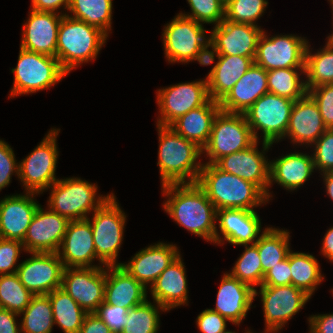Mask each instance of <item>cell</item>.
Returning a JSON list of instances; mask_svg holds the SVG:
<instances>
[{
  "mask_svg": "<svg viewBox=\"0 0 333 333\" xmlns=\"http://www.w3.org/2000/svg\"><path fill=\"white\" fill-rule=\"evenodd\" d=\"M158 308L167 311L157 303V307L146 299L143 303L128 310V322L121 333H157L159 327Z\"/></svg>",
  "mask_w": 333,
  "mask_h": 333,
  "instance_id": "60d3db41",
  "label": "cell"
},
{
  "mask_svg": "<svg viewBox=\"0 0 333 333\" xmlns=\"http://www.w3.org/2000/svg\"><path fill=\"white\" fill-rule=\"evenodd\" d=\"M157 128L160 136L157 165L160 168L162 186L197 183L202 165L195 161L203 152L202 149L179 135L170 126L157 125Z\"/></svg>",
  "mask_w": 333,
  "mask_h": 333,
  "instance_id": "3957f363",
  "label": "cell"
},
{
  "mask_svg": "<svg viewBox=\"0 0 333 333\" xmlns=\"http://www.w3.org/2000/svg\"><path fill=\"white\" fill-rule=\"evenodd\" d=\"M220 110L219 102L210 99L201 107L180 116L170 127L203 149L209 141L214 118Z\"/></svg>",
  "mask_w": 333,
  "mask_h": 333,
  "instance_id": "4dcf8cb0",
  "label": "cell"
},
{
  "mask_svg": "<svg viewBox=\"0 0 333 333\" xmlns=\"http://www.w3.org/2000/svg\"><path fill=\"white\" fill-rule=\"evenodd\" d=\"M291 285L312 296L316 286L323 280L319 263L313 255L289 252Z\"/></svg>",
  "mask_w": 333,
  "mask_h": 333,
  "instance_id": "e575fe53",
  "label": "cell"
},
{
  "mask_svg": "<svg viewBox=\"0 0 333 333\" xmlns=\"http://www.w3.org/2000/svg\"><path fill=\"white\" fill-rule=\"evenodd\" d=\"M262 34L263 30L257 25L224 19L219 25H215L209 39L215 44L220 55H239L254 59Z\"/></svg>",
  "mask_w": 333,
  "mask_h": 333,
  "instance_id": "d6986e66",
  "label": "cell"
},
{
  "mask_svg": "<svg viewBox=\"0 0 333 333\" xmlns=\"http://www.w3.org/2000/svg\"><path fill=\"white\" fill-rule=\"evenodd\" d=\"M315 169L312 156L291 153L270 162L269 181L275 180L285 189L294 190L303 185Z\"/></svg>",
  "mask_w": 333,
  "mask_h": 333,
  "instance_id": "1f68e13d",
  "label": "cell"
},
{
  "mask_svg": "<svg viewBox=\"0 0 333 333\" xmlns=\"http://www.w3.org/2000/svg\"><path fill=\"white\" fill-rule=\"evenodd\" d=\"M70 0H32V10L56 13L62 5L68 10Z\"/></svg>",
  "mask_w": 333,
  "mask_h": 333,
  "instance_id": "6f0895ef",
  "label": "cell"
},
{
  "mask_svg": "<svg viewBox=\"0 0 333 333\" xmlns=\"http://www.w3.org/2000/svg\"><path fill=\"white\" fill-rule=\"evenodd\" d=\"M69 16L101 29L108 35L111 30L112 0H70Z\"/></svg>",
  "mask_w": 333,
  "mask_h": 333,
  "instance_id": "8d00e7d4",
  "label": "cell"
},
{
  "mask_svg": "<svg viewBox=\"0 0 333 333\" xmlns=\"http://www.w3.org/2000/svg\"><path fill=\"white\" fill-rule=\"evenodd\" d=\"M50 187L49 208L69 221L87 219V213L95 211L112 195L96 199L97 186L79 178L57 180Z\"/></svg>",
  "mask_w": 333,
  "mask_h": 333,
  "instance_id": "52a82bcc",
  "label": "cell"
},
{
  "mask_svg": "<svg viewBox=\"0 0 333 333\" xmlns=\"http://www.w3.org/2000/svg\"><path fill=\"white\" fill-rule=\"evenodd\" d=\"M202 23L178 14L163 33L165 54L169 62H190L201 46L209 40ZM206 40V41H205Z\"/></svg>",
  "mask_w": 333,
  "mask_h": 333,
  "instance_id": "9a60e30c",
  "label": "cell"
},
{
  "mask_svg": "<svg viewBox=\"0 0 333 333\" xmlns=\"http://www.w3.org/2000/svg\"><path fill=\"white\" fill-rule=\"evenodd\" d=\"M244 246L246 247L244 253L229 274L255 289L254 286H261L264 279L261 258L255 244H251L249 247L247 245Z\"/></svg>",
  "mask_w": 333,
  "mask_h": 333,
  "instance_id": "b9f144b4",
  "label": "cell"
},
{
  "mask_svg": "<svg viewBox=\"0 0 333 333\" xmlns=\"http://www.w3.org/2000/svg\"><path fill=\"white\" fill-rule=\"evenodd\" d=\"M315 152L312 156L315 168L324 172H333V129H326L314 143Z\"/></svg>",
  "mask_w": 333,
  "mask_h": 333,
  "instance_id": "f6af8a7d",
  "label": "cell"
},
{
  "mask_svg": "<svg viewBox=\"0 0 333 333\" xmlns=\"http://www.w3.org/2000/svg\"><path fill=\"white\" fill-rule=\"evenodd\" d=\"M253 64L251 57L219 55L206 78L210 99L220 102Z\"/></svg>",
  "mask_w": 333,
  "mask_h": 333,
  "instance_id": "f1b7e54d",
  "label": "cell"
},
{
  "mask_svg": "<svg viewBox=\"0 0 333 333\" xmlns=\"http://www.w3.org/2000/svg\"><path fill=\"white\" fill-rule=\"evenodd\" d=\"M217 219L220 231L229 243L248 245L257 242L255 239L261 232V222L254 210L220 209L217 210Z\"/></svg>",
  "mask_w": 333,
  "mask_h": 333,
  "instance_id": "83f0119b",
  "label": "cell"
},
{
  "mask_svg": "<svg viewBox=\"0 0 333 333\" xmlns=\"http://www.w3.org/2000/svg\"><path fill=\"white\" fill-rule=\"evenodd\" d=\"M104 302L121 308L131 309L147 298L146 289L120 265L106 266ZM111 270V274L108 272Z\"/></svg>",
  "mask_w": 333,
  "mask_h": 333,
  "instance_id": "4316f807",
  "label": "cell"
},
{
  "mask_svg": "<svg viewBox=\"0 0 333 333\" xmlns=\"http://www.w3.org/2000/svg\"><path fill=\"white\" fill-rule=\"evenodd\" d=\"M91 228L96 256L104 266H116V258L123 239L126 216L112 195L94 211Z\"/></svg>",
  "mask_w": 333,
  "mask_h": 333,
  "instance_id": "9c48e42d",
  "label": "cell"
},
{
  "mask_svg": "<svg viewBox=\"0 0 333 333\" xmlns=\"http://www.w3.org/2000/svg\"><path fill=\"white\" fill-rule=\"evenodd\" d=\"M106 37L107 34L98 27L63 14L58 29L56 58L69 73L82 62L94 60Z\"/></svg>",
  "mask_w": 333,
  "mask_h": 333,
  "instance_id": "277c9868",
  "label": "cell"
},
{
  "mask_svg": "<svg viewBox=\"0 0 333 333\" xmlns=\"http://www.w3.org/2000/svg\"><path fill=\"white\" fill-rule=\"evenodd\" d=\"M266 331H278L310 299L306 292L293 286H260Z\"/></svg>",
  "mask_w": 333,
  "mask_h": 333,
  "instance_id": "2e32d148",
  "label": "cell"
},
{
  "mask_svg": "<svg viewBox=\"0 0 333 333\" xmlns=\"http://www.w3.org/2000/svg\"><path fill=\"white\" fill-rule=\"evenodd\" d=\"M257 143L256 140L247 149L220 158L215 165L224 172L255 184L266 195L268 201L270 163L258 151Z\"/></svg>",
  "mask_w": 333,
  "mask_h": 333,
  "instance_id": "ac0fdd59",
  "label": "cell"
},
{
  "mask_svg": "<svg viewBox=\"0 0 333 333\" xmlns=\"http://www.w3.org/2000/svg\"><path fill=\"white\" fill-rule=\"evenodd\" d=\"M326 129L319 107L308 93L294 102L285 134L292 142L315 143Z\"/></svg>",
  "mask_w": 333,
  "mask_h": 333,
  "instance_id": "d4e9b609",
  "label": "cell"
},
{
  "mask_svg": "<svg viewBox=\"0 0 333 333\" xmlns=\"http://www.w3.org/2000/svg\"><path fill=\"white\" fill-rule=\"evenodd\" d=\"M289 232L276 228H265L261 236L257 237L259 257L261 258L262 272L265 275L272 267L285 260L290 252Z\"/></svg>",
  "mask_w": 333,
  "mask_h": 333,
  "instance_id": "836d02e7",
  "label": "cell"
},
{
  "mask_svg": "<svg viewBox=\"0 0 333 333\" xmlns=\"http://www.w3.org/2000/svg\"><path fill=\"white\" fill-rule=\"evenodd\" d=\"M106 270L102 267L65 268L62 289L87 313L104 301Z\"/></svg>",
  "mask_w": 333,
  "mask_h": 333,
  "instance_id": "5bb4252c",
  "label": "cell"
},
{
  "mask_svg": "<svg viewBox=\"0 0 333 333\" xmlns=\"http://www.w3.org/2000/svg\"><path fill=\"white\" fill-rule=\"evenodd\" d=\"M268 91L278 96L296 101L307 93L306 83L300 81L296 68L267 71Z\"/></svg>",
  "mask_w": 333,
  "mask_h": 333,
  "instance_id": "f35d334b",
  "label": "cell"
},
{
  "mask_svg": "<svg viewBox=\"0 0 333 333\" xmlns=\"http://www.w3.org/2000/svg\"><path fill=\"white\" fill-rule=\"evenodd\" d=\"M21 325L24 333H51L55 324L50 299L47 295L34 296L25 308Z\"/></svg>",
  "mask_w": 333,
  "mask_h": 333,
  "instance_id": "74e56055",
  "label": "cell"
},
{
  "mask_svg": "<svg viewBox=\"0 0 333 333\" xmlns=\"http://www.w3.org/2000/svg\"><path fill=\"white\" fill-rule=\"evenodd\" d=\"M291 273L288 254L285 260L279 262L265 273L261 286L291 285Z\"/></svg>",
  "mask_w": 333,
  "mask_h": 333,
  "instance_id": "f907efd6",
  "label": "cell"
},
{
  "mask_svg": "<svg viewBox=\"0 0 333 333\" xmlns=\"http://www.w3.org/2000/svg\"><path fill=\"white\" fill-rule=\"evenodd\" d=\"M226 318L218 312L206 309L197 317V325L202 333H222L226 330Z\"/></svg>",
  "mask_w": 333,
  "mask_h": 333,
  "instance_id": "816d5d0a",
  "label": "cell"
},
{
  "mask_svg": "<svg viewBox=\"0 0 333 333\" xmlns=\"http://www.w3.org/2000/svg\"><path fill=\"white\" fill-rule=\"evenodd\" d=\"M127 313L128 309L103 301L94 314L111 329L112 333H121L128 322Z\"/></svg>",
  "mask_w": 333,
  "mask_h": 333,
  "instance_id": "7dc6e473",
  "label": "cell"
},
{
  "mask_svg": "<svg viewBox=\"0 0 333 333\" xmlns=\"http://www.w3.org/2000/svg\"><path fill=\"white\" fill-rule=\"evenodd\" d=\"M157 93L161 114L157 125L162 126H170L180 116L210 100L207 80L173 85L160 89Z\"/></svg>",
  "mask_w": 333,
  "mask_h": 333,
  "instance_id": "4fadbf2b",
  "label": "cell"
},
{
  "mask_svg": "<svg viewBox=\"0 0 333 333\" xmlns=\"http://www.w3.org/2000/svg\"><path fill=\"white\" fill-rule=\"evenodd\" d=\"M309 322L311 333H333V314L313 315Z\"/></svg>",
  "mask_w": 333,
  "mask_h": 333,
  "instance_id": "db71d44e",
  "label": "cell"
},
{
  "mask_svg": "<svg viewBox=\"0 0 333 333\" xmlns=\"http://www.w3.org/2000/svg\"><path fill=\"white\" fill-rule=\"evenodd\" d=\"M33 297L20 282L17 273L0 275V308L20 315Z\"/></svg>",
  "mask_w": 333,
  "mask_h": 333,
  "instance_id": "ab89813d",
  "label": "cell"
},
{
  "mask_svg": "<svg viewBox=\"0 0 333 333\" xmlns=\"http://www.w3.org/2000/svg\"><path fill=\"white\" fill-rule=\"evenodd\" d=\"M211 47L213 51H209L208 48ZM219 57L220 53L216 48L215 44L209 39L207 40L197 52V54L191 59L197 60L201 65H210L214 61L215 54Z\"/></svg>",
  "mask_w": 333,
  "mask_h": 333,
  "instance_id": "9f6ffc18",
  "label": "cell"
},
{
  "mask_svg": "<svg viewBox=\"0 0 333 333\" xmlns=\"http://www.w3.org/2000/svg\"><path fill=\"white\" fill-rule=\"evenodd\" d=\"M257 294L256 289L250 285L230 274H224L217 293L216 308L211 310L238 325L246 316Z\"/></svg>",
  "mask_w": 333,
  "mask_h": 333,
  "instance_id": "484cf974",
  "label": "cell"
},
{
  "mask_svg": "<svg viewBox=\"0 0 333 333\" xmlns=\"http://www.w3.org/2000/svg\"><path fill=\"white\" fill-rule=\"evenodd\" d=\"M29 16L23 25L20 47L56 57L58 29L63 15L31 10Z\"/></svg>",
  "mask_w": 333,
  "mask_h": 333,
  "instance_id": "44dd1931",
  "label": "cell"
},
{
  "mask_svg": "<svg viewBox=\"0 0 333 333\" xmlns=\"http://www.w3.org/2000/svg\"><path fill=\"white\" fill-rule=\"evenodd\" d=\"M197 184L217 210H253L267 201L266 195L255 184L224 172L215 164H202Z\"/></svg>",
  "mask_w": 333,
  "mask_h": 333,
  "instance_id": "7a4b0ae2",
  "label": "cell"
},
{
  "mask_svg": "<svg viewBox=\"0 0 333 333\" xmlns=\"http://www.w3.org/2000/svg\"><path fill=\"white\" fill-rule=\"evenodd\" d=\"M19 314L7 309L0 308V333H20L21 329L17 327L15 316Z\"/></svg>",
  "mask_w": 333,
  "mask_h": 333,
  "instance_id": "11a10c76",
  "label": "cell"
},
{
  "mask_svg": "<svg viewBox=\"0 0 333 333\" xmlns=\"http://www.w3.org/2000/svg\"><path fill=\"white\" fill-rule=\"evenodd\" d=\"M57 135L58 130H51L33 152L18 164V178L23 182L27 192L39 193L58 180L55 178Z\"/></svg>",
  "mask_w": 333,
  "mask_h": 333,
  "instance_id": "8fae6325",
  "label": "cell"
},
{
  "mask_svg": "<svg viewBox=\"0 0 333 333\" xmlns=\"http://www.w3.org/2000/svg\"><path fill=\"white\" fill-rule=\"evenodd\" d=\"M179 255L176 246L158 243L136 253L128 264L118 263L117 265H120L146 288V284L151 283L152 285Z\"/></svg>",
  "mask_w": 333,
  "mask_h": 333,
  "instance_id": "7402d4cb",
  "label": "cell"
},
{
  "mask_svg": "<svg viewBox=\"0 0 333 333\" xmlns=\"http://www.w3.org/2000/svg\"><path fill=\"white\" fill-rule=\"evenodd\" d=\"M32 255L17 266L23 286L34 296L47 295L61 288L65 267L58 254L33 252Z\"/></svg>",
  "mask_w": 333,
  "mask_h": 333,
  "instance_id": "7c38bea8",
  "label": "cell"
},
{
  "mask_svg": "<svg viewBox=\"0 0 333 333\" xmlns=\"http://www.w3.org/2000/svg\"><path fill=\"white\" fill-rule=\"evenodd\" d=\"M255 138L244 113L219 111L215 116L208 143L202 149L215 164L220 158L250 147Z\"/></svg>",
  "mask_w": 333,
  "mask_h": 333,
  "instance_id": "ba28073f",
  "label": "cell"
},
{
  "mask_svg": "<svg viewBox=\"0 0 333 333\" xmlns=\"http://www.w3.org/2000/svg\"><path fill=\"white\" fill-rule=\"evenodd\" d=\"M79 333H112L111 329L94 313L87 314Z\"/></svg>",
  "mask_w": 333,
  "mask_h": 333,
  "instance_id": "f5cc1de1",
  "label": "cell"
},
{
  "mask_svg": "<svg viewBox=\"0 0 333 333\" xmlns=\"http://www.w3.org/2000/svg\"><path fill=\"white\" fill-rule=\"evenodd\" d=\"M12 148L0 140V190L10 183L13 171L18 175L17 165Z\"/></svg>",
  "mask_w": 333,
  "mask_h": 333,
  "instance_id": "681fc988",
  "label": "cell"
},
{
  "mask_svg": "<svg viewBox=\"0 0 333 333\" xmlns=\"http://www.w3.org/2000/svg\"><path fill=\"white\" fill-rule=\"evenodd\" d=\"M260 36L254 63L266 71L297 68L305 73V53L308 41L301 37L283 35L267 38Z\"/></svg>",
  "mask_w": 333,
  "mask_h": 333,
  "instance_id": "30bf717a",
  "label": "cell"
},
{
  "mask_svg": "<svg viewBox=\"0 0 333 333\" xmlns=\"http://www.w3.org/2000/svg\"><path fill=\"white\" fill-rule=\"evenodd\" d=\"M162 188L169 196L164 209L174 221L207 241H223L215 225L217 209L197 183L167 184Z\"/></svg>",
  "mask_w": 333,
  "mask_h": 333,
  "instance_id": "6da1fadb",
  "label": "cell"
},
{
  "mask_svg": "<svg viewBox=\"0 0 333 333\" xmlns=\"http://www.w3.org/2000/svg\"><path fill=\"white\" fill-rule=\"evenodd\" d=\"M12 73L15 76L11 97L47 89L68 74L56 57L21 47L17 66Z\"/></svg>",
  "mask_w": 333,
  "mask_h": 333,
  "instance_id": "8992f818",
  "label": "cell"
},
{
  "mask_svg": "<svg viewBox=\"0 0 333 333\" xmlns=\"http://www.w3.org/2000/svg\"><path fill=\"white\" fill-rule=\"evenodd\" d=\"M266 0H229L225 4V19L235 23L255 25L267 6Z\"/></svg>",
  "mask_w": 333,
  "mask_h": 333,
  "instance_id": "7bdbcfd3",
  "label": "cell"
},
{
  "mask_svg": "<svg viewBox=\"0 0 333 333\" xmlns=\"http://www.w3.org/2000/svg\"><path fill=\"white\" fill-rule=\"evenodd\" d=\"M267 92V71L254 63L219 102L220 109L228 113H245Z\"/></svg>",
  "mask_w": 333,
  "mask_h": 333,
  "instance_id": "cb8c5ba5",
  "label": "cell"
},
{
  "mask_svg": "<svg viewBox=\"0 0 333 333\" xmlns=\"http://www.w3.org/2000/svg\"><path fill=\"white\" fill-rule=\"evenodd\" d=\"M52 304L54 323L64 333H79L87 313L62 288L47 294Z\"/></svg>",
  "mask_w": 333,
  "mask_h": 333,
  "instance_id": "d6a6232c",
  "label": "cell"
},
{
  "mask_svg": "<svg viewBox=\"0 0 333 333\" xmlns=\"http://www.w3.org/2000/svg\"><path fill=\"white\" fill-rule=\"evenodd\" d=\"M308 94L317 103L324 125L333 129V84L311 88Z\"/></svg>",
  "mask_w": 333,
  "mask_h": 333,
  "instance_id": "bcb514c9",
  "label": "cell"
},
{
  "mask_svg": "<svg viewBox=\"0 0 333 333\" xmlns=\"http://www.w3.org/2000/svg\"><path fill=\"white\" fill-rule=\"evenodd\" d=\"M21 247V241L0 238V275L17 273V267L13 268L19 258Z\"/></svg>",
  "mask_w": 333,
  "mask_h": 333,
  "instance_id": "c3c4849f",
  "label": "cell"
},
{
  "mask_svg": "<svg viewBox=\"0 0 333 333\" xmlns=\"http://www.w3.org/2000/svg\"><path fill=\"white\" fill-rule=\"evenodd\" d=\"M308 46L305 53L307 91L317 86L333 84V43L328 40L326 46L314 55L310 53Z\"/></svg>",
  "mask_w": 333,
  "mask_h": 333,
  "instance_id": "d590c367",
  "label": "cell"
},
{
  "mask_svg": "<svg viewBox=\"0 0 333 333\" xmlns=\"http://www.w3.org/2000/svg\"><path fill=\"white\" fill-rule=\"evenodd\" d=\"M328 40L333 43V34L328 37Z\"/></svg>",
  "mask_w": 333,
  "mask_h": 333,
  "instance_id": "94428289",
  "label": "cell"
},
{
  "mask_svg": "<svg viewBox=\"0 0 333 333\" xmlns=\"http://www.w3.org/2000/svg\"><path fill=\"white\" fill-rule=\"evenodd\" d=\"M192 14H182L199 23H215L219 25L225 19V4L220 0H187Z\"/></svg>",
  "mask_w": 333,
  "mask_h": 333,
  "instance_id": "ee69618b",
  "label": "cell"
},
{
  "mask_svg": "<svg viewBox=\"0 0 333 333\" xmlns=\"http://www.w3.org/2000/svg\"><path fill=\"white\" fill-rule=\"evenodd\" d=\"M324 178L327 193L333 200V172H324Z\"/></svg>",
  "mask_w": 333,
  "mask_h": 333,
  "instance_id": "91938a15",
  "label": "cell"
},
{
  "mask_svg": "<svg viewBox=\"0 0 333 333\" xmlns=\"http://www.w3.org/2000/svg\"><path fill=\"white\" fill-rule=\"evenodd\" d=\"M26 193L25 195L8 196L0 201L1 238L23 242L27 228L39 207L33 198L37 193Z\"/></svg>",
  "mask_w": 333,
  "mask_h": 333,
  "instance_id": "603a6c76",
  "label": "cell"
},
{
  "mask_svg": "<svg viewBox=\"0 0 333 333\" xmlns=\"http://www.w3.org/2000/svg\"><path fill=\"white\" fill-rule=\"evenodd\" d=\"M57 254L65 268L99 267L90 265L98 258L90 218L69 221Z\"/></svg>",
  "mask_w": 333,
  "mask_h": 333,
  "instance_id": "ffe728a7",
  "label": "cell"
},
{
  "mask_svg": "<svg viewBox=\"0 0 333 333\" xmlns=\"http://www.w3.org/2000/svg\"><path fill=\"white\" fill-rule=\"evenodd\" d=\"M156 304L166 310L185 304L187 301V280L180 255L150 286Z\"/></svg>",
  "mask_w": 333,
  "mask_h": 333,
  "instance_id": "f546056e",
  "label": "cell"
},
{
  "mask_svg": "<svg viewBox=\"0 0 333 333\" xmlns=\"http://www.w3.org/2000/svg\"><path fill=\"white\" fill-rule=\"evenodd\" d=\"M295 101L267 92L244 113L255 140L257 131L263 132V151L274 141L285 137L291 110ZM256 131V132H255Z\"/></svg>",
  "mask_w": 333,
  "mask_h": 333,
  "instance_id": "5b68a950",
  "label": "cell"
},
{
  "mask_svg": "<svg viewBox=\"0 0 333 333\" xmlns=\"http://www.w3.org/2000/svg\"><path fill=\"white\" fill-rule=\"evenodd\" d=\"M222 333H235V332H232V331H226V330H225V331H223ZM247 333H250V332L247 331Z\"/></svg>",
  "mask_w": 333,
  "mask_h": 333,
  "instance_id": "6125c7cd",
  "label": "cell"
},
{
  "mask_svg": "<svg viewBox=\"0 0 333 333\" xmlns=\"http://www.w3.org/2000/svg\"><path fill=\"white\" fill-rule=\"evenodd\" d=\"M322 253L329 260L333 261V227L324 236Z\"/></svg>",
  "mask_w": 333,
  "mask_h": 333,
  "instance_id": "680465c9",
  "label": "cell"
},
{
  "mask_svg": "<svg viewBox=\"0 0 333 333\" xmlns=\"http://www.w3.org/2000/svg\"><path fill=\"white\" fill-rule=\"evenodd\" d=\"M223 4H226L229 0H220Z\"/></svg>",
  "mask_w": 333,
  "mask_h": 333,
  "instance_id": "be15d7a7",
  "label": "cell"
},
{
  "mask_svg": "<svg viewBox=\"0 0 333 333\" xmlns=\"http://www.w3.org/2000/svg\"><path fill=\"white\" fill-rule=\"evenodd\" d=\"M69 220L39 205L23 240V249L29 252L57 253L66 233Z\"/></svg>",
  "mask_w": 333,
  "mask_h": 333,
  "instance_id": "e0dca14e",
  "label": "cell"
}]
</instances>
